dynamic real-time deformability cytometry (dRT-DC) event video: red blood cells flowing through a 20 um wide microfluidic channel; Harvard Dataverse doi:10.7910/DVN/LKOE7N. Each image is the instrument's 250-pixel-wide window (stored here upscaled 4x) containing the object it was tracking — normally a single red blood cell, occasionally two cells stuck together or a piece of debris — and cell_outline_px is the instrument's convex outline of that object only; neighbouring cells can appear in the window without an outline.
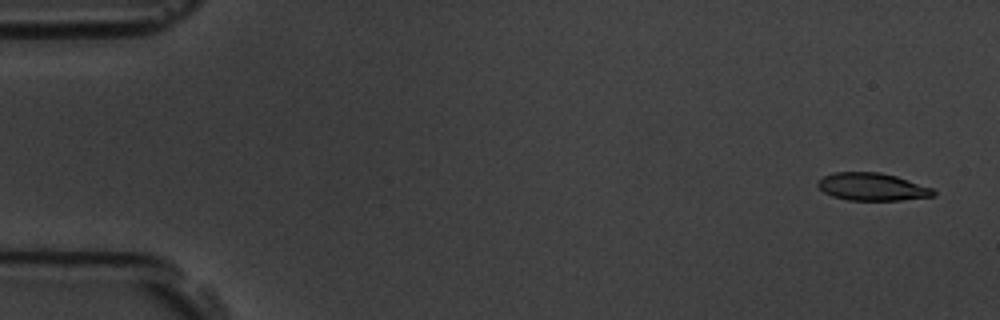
{"species": "common noctule bat (a hibernating species)", "species_latin": "Nyctalus noctula", "temperature_condition": "room temperature", "stored_images_in_passage": 15, "camera_frame_rate_fps": 3000, "um_per_image_px": 0.085, "animal": {"sex": "male", "body_mass_g": 19.5, "forearm_length_mm": 54.6}, "frame": {"image": 1, "passage_image": 1, "time_ms": 0.0, "image_size_px": [1000, 320], "cell_outline_px": [[936, 196], [900, 200], [848, 200], [832, 196], [824, 192], [816, 184], [824, 176], [836, 172], [880, 172], [896, 176], [932, 188], [936, 192]], "centroid_in_image_um": [74.15, 15.88], "position_along_channel_um": 10.8, "area_um2": 18.5}}
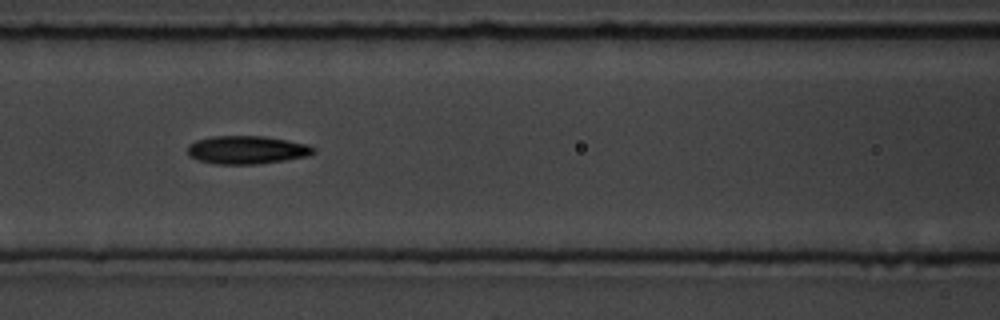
{"frame": {"image": 2, "passage_image": 7, "time_ms": 7.0, "image_size_px": [1000, 320], "cell_outline_px": [[316, 152], [308, 156], [284, 160], [256, 164], [216, 164], [196, 160], [188, 156], [188, 144], [196, 140], [212, 136], [264, 136], [288, 140], [308, 144], [316, 148]], "centroid_in_image_um": [20.98, 12.74], "position_along_channel_um": 145.6, "area_um2": 20.87}}
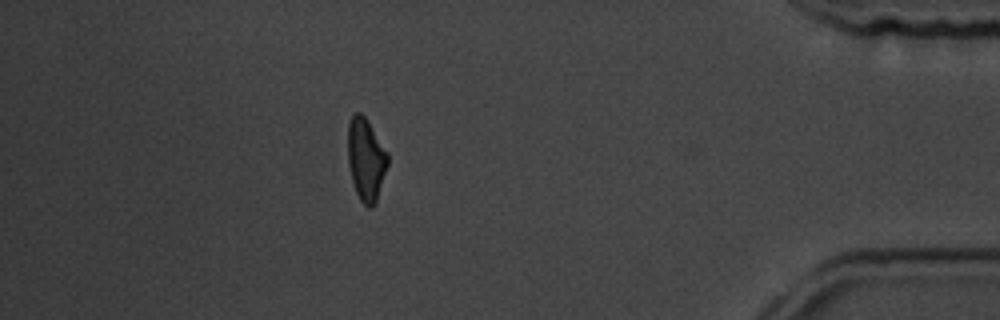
{"frame": {"image": 3, "passage_image": 14, "time_ms": 15.0, "image_size_px": [1000, 320], "cell_outline_px": [[388, 164], [376, 200], [372, 208], [368, 208], [360, 200], [356, 192], [352, 180], [348, 164], [348, 124], [352, 116], [356, 112], [360, 112], [364, 116], [388, 152]], "centroid_in_image_um": [31.1, 13.55], "position_along_channel_um": 404.1, "area_um2": 18.96}, "authors_computed_cell_mechanics": {"area_um2": 19.7676, "velocity_mm_per_s": 3.8071, "shape_relaxation_time_tau1_ms": 5.1708, "shape_relaxation_time_tau2_ms": 7.762, "deformation_change_tau1": 0.1328, "deformation_change_tau2": 0.1571}}